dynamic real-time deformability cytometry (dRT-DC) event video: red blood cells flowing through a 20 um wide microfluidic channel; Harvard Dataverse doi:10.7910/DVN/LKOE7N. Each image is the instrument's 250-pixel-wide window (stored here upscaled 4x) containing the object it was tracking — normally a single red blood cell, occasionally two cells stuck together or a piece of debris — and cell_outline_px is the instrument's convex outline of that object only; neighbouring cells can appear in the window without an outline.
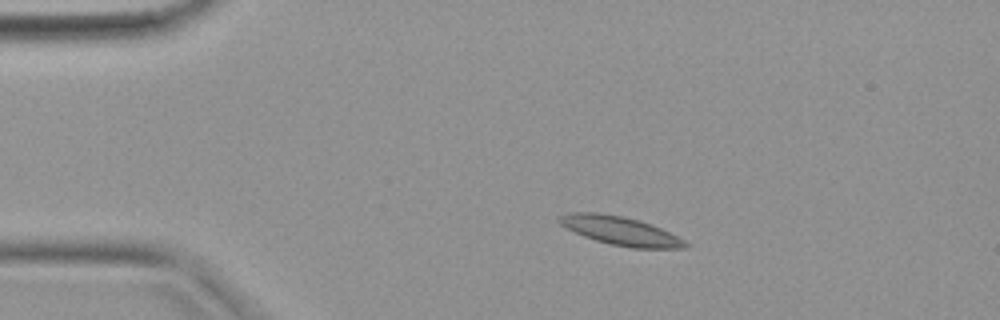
{"species": "common noctule bat (a hibernating species)", "species_latin": "Nyctalus noctula", "temperature_condition": "warm", "stored_images_in_passage": 41, "camera_frame_rate_fps": 3000, "um_per_image_px": 0.085, "animal": {"sex": "female", "body_mass_g": 19.9}, "frame": {"image": 1, "passage_image": 8, "time_ms": 2.333, "image_size_px": [1000, 320], "cell_outline_px": [[688, 244], [684, 248], [632, 248], [612, 244], [596, 240], [584, 236], [560, 224], [556, 220], [564, 212], [600, 212], [624, 216], [660, 228], [684, 240]], "centroid_in_image_um": [52.67, 19.6], "position_along_channel_um": 32.3, "area_um2": 20.69}}
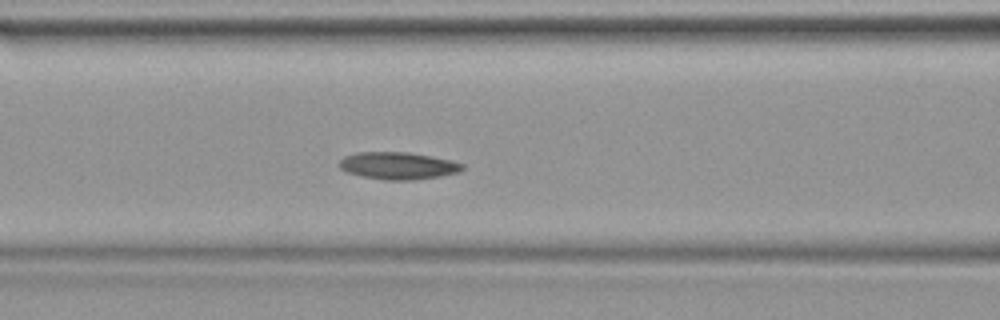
{"frame": {"image": 2, "passage_image": 17, "time_ms": 5.333, "image_size_px": [1000, 320], "cell_outline_px": [[464, 168], [460, 172], [440, 176], [412, 180], [384, 180], [360, 176], [348, 172], [340, 168], [340, 160], [344, 156], [356, 152], [408, 152], [432, 156], [452, 160], [464, 164]], "centroid_in_image_um": [33.85, 14.08], "position_along_channel_um": 132.7, "area_um2": 19.65}}
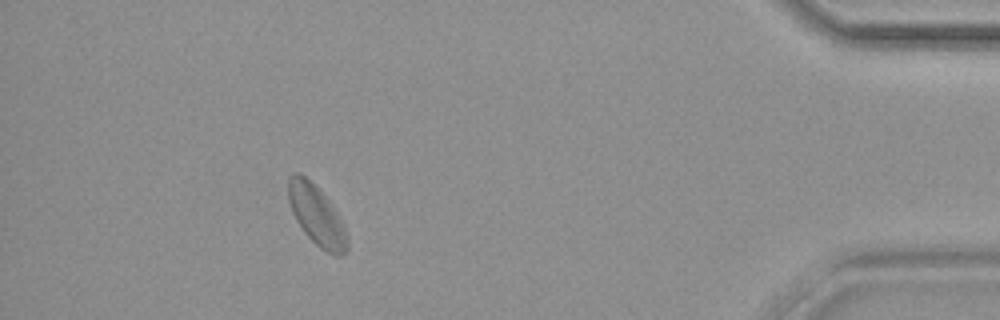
{"frame": {"image": 3, "passage_image": 37, "time_ms": 12.0, "image_size_px": [1000, 320], "cell_outline_px": [[348, 248], [340, 256], [336, 256], [320, 248], [304, 232], [296, 220], [292, 212], [288, 200], [288, 176], [292, 172], [300, 172], [328, 200], [344, 224], [348, 236]], "centroid_in_image_um": [26.9, 18.32], "position_along_channel_um": 408.3, "area_um2": 20.35}}